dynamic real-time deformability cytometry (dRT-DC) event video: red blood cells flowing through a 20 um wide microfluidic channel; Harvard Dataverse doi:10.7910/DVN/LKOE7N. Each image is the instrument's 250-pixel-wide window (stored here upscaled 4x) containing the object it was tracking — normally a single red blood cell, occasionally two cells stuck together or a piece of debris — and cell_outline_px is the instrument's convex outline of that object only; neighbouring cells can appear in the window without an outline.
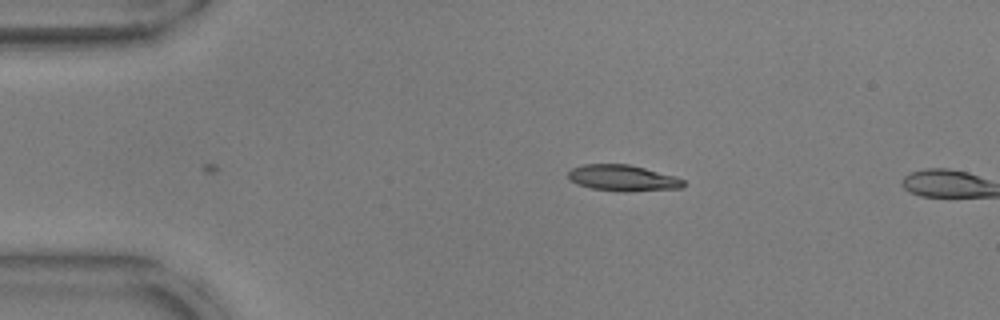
{"species": "common noctule bat (a hibernating species)", "species_latin": "Nyctalus noctula", "temperature_condition": "warm", "stored_images_in_passage": 4, "camera_frame_rate_fps": 3000, "um_per_image_px": 0.085, "animal": {"sex": "male", "body_mass_g": 17.9, "forearm_length_mm": 54.2}, "frame": {"image": 1, "passage_image": 4, "time_ms": 1.0, "image_size_px": [1000, 320], "cell_outline_px": [[684, 184], [680, 188], [628, 192], [616, 192], [592, 188], [576, 184], [568, 180], [568, 172], [572, 168], [584, 164], [628, 164], [676, 176], [684, 180]], "centroid_in_image_um": [52.91, 15.14], "position_along_channel_um": 32.1, "area_um2": 17.69}}